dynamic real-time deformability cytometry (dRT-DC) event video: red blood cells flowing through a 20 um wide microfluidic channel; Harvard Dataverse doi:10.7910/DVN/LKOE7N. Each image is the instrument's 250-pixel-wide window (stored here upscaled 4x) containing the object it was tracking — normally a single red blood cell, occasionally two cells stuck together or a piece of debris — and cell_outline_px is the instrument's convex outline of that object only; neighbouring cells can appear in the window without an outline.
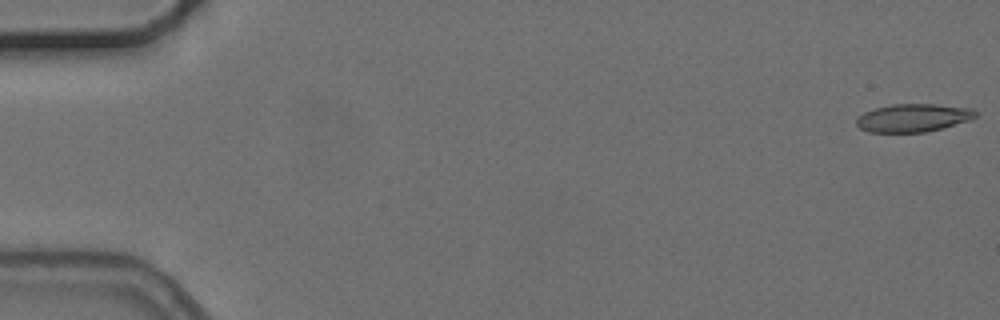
{"species": "common noctule bat (a hibernating species)", "species_latin": "Nyctalus noctula", "temperature_condition": "cold", "stored_images_in_passage": 6, "camera_frame_rate_fps": 3000, "um_per_image_px": 0.085, "animal": {"sex": "female", "body_mass_g": 24.6, "forearm_length_mm": 56.2}, "frame": {"image": 1, "passage_image": 1, "time_ms": 0.0, "image_size_px": [1000, 320], "cell_outline_px": [[976, 116], [972, 120], [924, 132], [868, 132], [860, 128], [856, 124], [856, 120], [864, 112], [876, 108], [892, 104], [932, 104], [972, 108], [976, 112]], "centroid_in_image_um": [77.62, 10.01], "position_along_channel_um": 7.4, "area_um2": 19.31}}
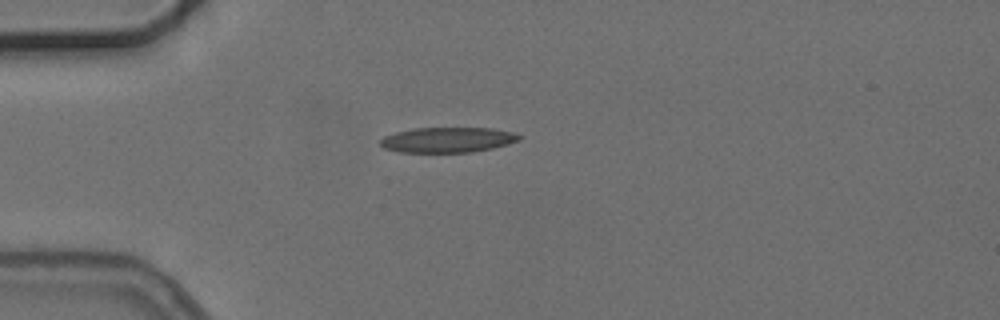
{"frame": {"image": 2, "passage_image": 5, "time_ms": 4.667, "image_size_px": [1000, 320], "cell_outline_px": [[524, 136], [520, 140], [492, 148], [472, 152], [400, 152], [384, 148], [380, 144], [380, 140], [384, 136], [396, 132], [412, 128], [492, 128], [512, 132]], "centroid_in_image_um": [38.05, 11.88], "position_along_channel_um": 46.9, "area_um2": 20.4}}